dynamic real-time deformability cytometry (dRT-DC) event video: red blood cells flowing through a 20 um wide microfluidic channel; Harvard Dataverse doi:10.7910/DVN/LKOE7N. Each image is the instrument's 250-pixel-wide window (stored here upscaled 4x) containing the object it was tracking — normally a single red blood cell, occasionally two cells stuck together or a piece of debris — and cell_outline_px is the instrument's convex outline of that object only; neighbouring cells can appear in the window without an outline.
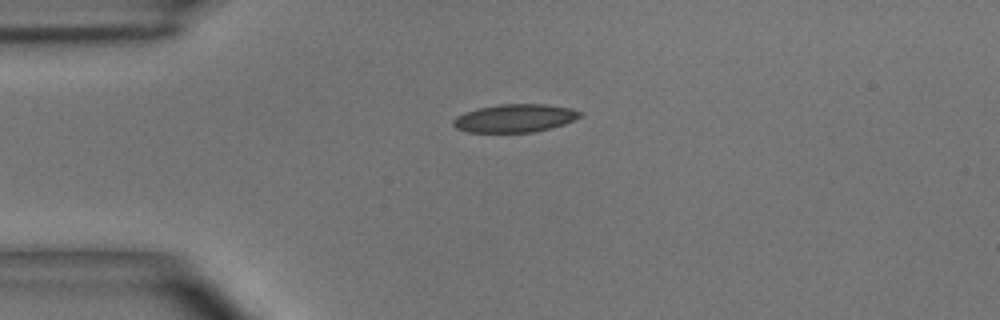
{"species": "common noctule bat (a hibernating species)", "species_latin": "Nyctalus noctula", "temperature_condition": "room temperature", "stored_images_in_passage": 5, "camera_frame_rate_fps": 3000, "um_per_image_px": 0.085, "animal": {"sex": "male", "body_mass_g": 15.6}, "frame": {"image": 1, "passage_image": 1, "time_ms": 0.0, "image_size_px": [1000, 320], "cell_outline_px": [[584, 112], [580, 116], [564, 124], [552, 128], [532, 132], [468, 132], [456, 128], [452, 124], [452, 120], [456, 116], [464, 112], [480, 108], [500, 104], [544, 104], [568, 108]], "centroid_in_image_um": [43.74, 10.05], "position_along_channel_um": 41.3, "area_um2": 20.63}}
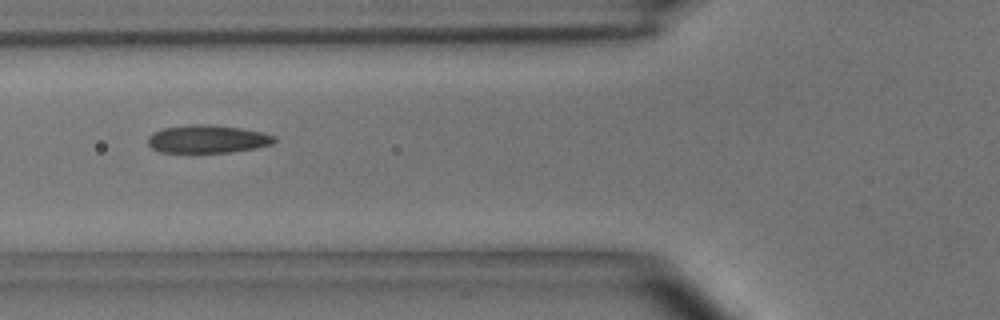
{"frame": {"image": 2, "passage_image": 3, "time_ms": 2.333, "image_size_px": [1000, 320], "cell_outline_px": [[276, 140], [272, 144], [256, 148], [232, 152], [160, 152], [152, 148], [148, 144], [148, 136], [164, 128], [192, 124], [208, 124], [240, 128], [260, 132], [276, 136]], "centroid_in_image_um": [17.65, 11.82], "position_along_channel_um": 108.1, "area_um2": 20.46}}